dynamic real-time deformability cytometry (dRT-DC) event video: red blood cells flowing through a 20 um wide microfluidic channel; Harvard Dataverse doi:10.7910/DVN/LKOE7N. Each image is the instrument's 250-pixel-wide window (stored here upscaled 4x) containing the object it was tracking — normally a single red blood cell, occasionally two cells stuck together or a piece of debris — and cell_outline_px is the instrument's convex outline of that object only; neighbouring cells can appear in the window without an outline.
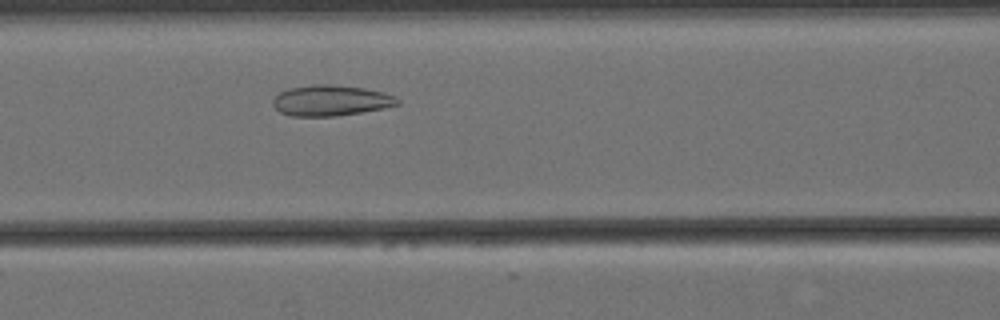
{"species": "Egyptian fruit bat (a non-hibernating species)", "species_latin": "Rousettus aegyptiacus", "temperature_condition": "cold", "stored_images_in_passage": 49, "camera_frame_rate_fps": 3000, "um_per_image_px": 0.085, "animal": {"sex": "female"}, "frame": {"image": 1, "passage_image": 15, "time_ms": 4.667, "image_size_px": [1000, 320], "cell_outline_px": [[400, 104], [384, 108], [336, 116], [292, 116], [280, 112], [272, 104], [272, 100], [280, 92], [292, 88], [312, 84], [328, 84], [364, 88], [384, 92], [396, 96], [400, 100]], "centroid_in_image_um": [28.15, 8.54], "position_along_channel_um": 138.5, "area_um2": 22.25}}
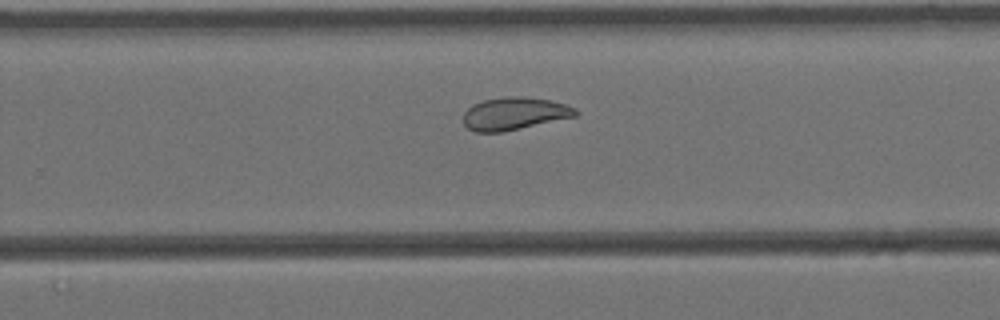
{"frame": {"image": 2, "passage_image": 28, "time_ms": 9.0, "image_size_px": [1000, 320], "cell_outline_px": [[576, 116], [500, 132], [476, 132], [468, 128], [464, 124], [464, 112], [472, 104], [484, 100], [504, 96], [520, 96], [548, 100], [564, 104], [576, 108]], "centroid_in_image_um": [43.68, 9.64], "position_along_channel_um": 286.1, "area_um2": 20.98}}
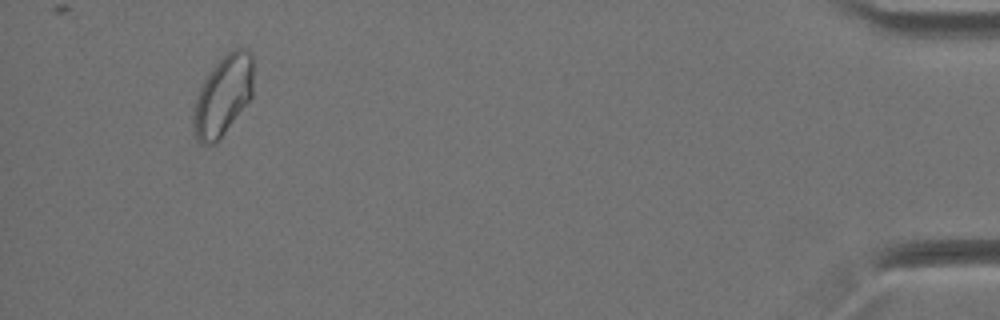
{"frame": {"image": 3, "passage_image": 46, "time_ms": 15.0, "image_size_px": [1000, 320], "cell_outline_px": [[252, 96], [224, 132], [212, 144], [208, 144], [200, 140], [196, 136], [192, 128], [192, 116], [196, 96], [208, 72], [232, 48], [244, 48], [252, 56]], "centroid_in_image_um": [18.94, 8.09], "position_along_channel_um": 416.3, "area_um2": 27.28}, "authors_computed_cell_mechanics": {"area_um2": 23.8714, "velocity_mm_per_s": 3.425, "shape_relaxation_time_tau1_ms": null, "shape_relaxation_time_tau2_ms": 2.5393, "deformation_change_tau1": null, "deformation_change_tau2": 0.066}}